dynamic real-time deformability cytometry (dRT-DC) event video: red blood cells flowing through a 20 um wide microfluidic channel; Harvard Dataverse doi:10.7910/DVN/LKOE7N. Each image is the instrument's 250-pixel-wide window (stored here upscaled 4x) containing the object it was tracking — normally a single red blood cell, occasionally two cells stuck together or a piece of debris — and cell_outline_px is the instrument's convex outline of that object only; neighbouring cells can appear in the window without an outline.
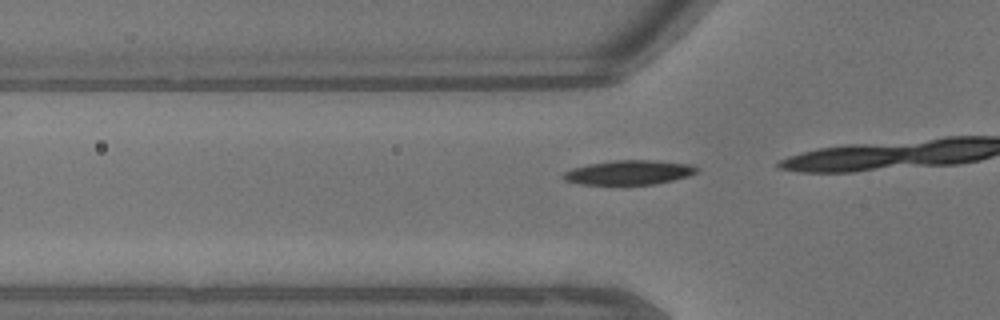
{"species": "common noctule bat (a hibernating species)", "species_latin": "Nyctalus noctula", "temperature_condition": "warm", "stored_images_in_passage": 8, "camera_frame_rate_fps": 3000, "um_per_image_px": 0.085, "animal": {"sex": "male", "body_mass_g": 13.3}, "frame": {"image": 1, "passage_image": 6, "time_ms": 1.667, "image_size_px": [1000, 320], "cell_outline_px": [[696, 172], [688, 176], [656, 184], [580, 184], [564, 180], [560, 176], [564, 172], [572, 168], [588, 164], [616, 160], [656, 160], [688, 164], [696, 168]], "centroid_in_image_um": [53.4, 14.66], "position_along_channel_um": 72.4, "area_um2": 18.79}}